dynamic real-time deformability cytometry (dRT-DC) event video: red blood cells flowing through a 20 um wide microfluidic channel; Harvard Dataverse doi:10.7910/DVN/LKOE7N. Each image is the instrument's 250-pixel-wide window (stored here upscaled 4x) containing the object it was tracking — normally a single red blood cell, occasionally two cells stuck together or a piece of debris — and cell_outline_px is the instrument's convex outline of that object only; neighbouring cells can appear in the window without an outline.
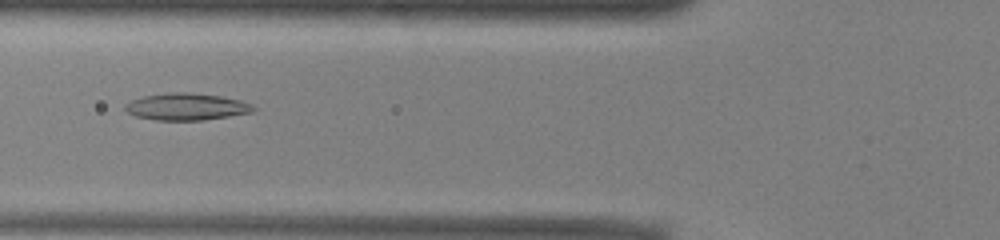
{"species": "common noctule bat (a hibernating species)", "species_latin": "Nyctalus noctula", "temperature_condition": "warm", "stored_images_in_passage": 51, "camera_frame_rate_fps": 3000, "um_per_image_px": 0.085, "animal": {"sex": "male", "body_mass_g": 13.0, "forearm_length_mm": 53.1}, "frame": {"image": 1, "passage_image": 19, "time_ms": 6.0, "image_size_px": [1000, 240], "cell_outline_px": [[256, 108], [252, 112], [204, 120], [156, 120], [136, 116], [128, 112], [124, 108], [124, 104], [132, 100], [144, 96], [168, 92], [188, 92], [220, 96], [240, 100], [252, 104]], "centroid_in_image_um": [15.84, 9.06], "position_along_channel_um": 110.0, "area_um2": 20.06}}
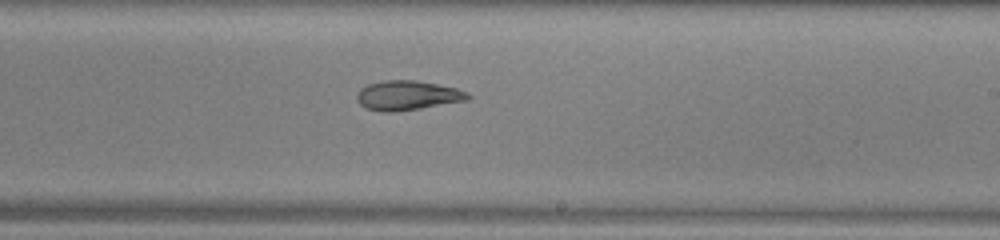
{"frame": {"image": 2, "passage_image": 30, "time_ms": 9.667, "image_size_px": [1000, 240], "cell_outline_px": [[472, 96], [468, 100], [396, 112], [380, 112], [364, 108], [356, 100], [356, 96], [360, 88], [368, 84], [384, 80], [416, 80], [456, 88], [468, 92]], "centroid_in_image_um": [34.61, 8.12], "position_along_channel_um": 254.4, "area_um2": 19.25}}
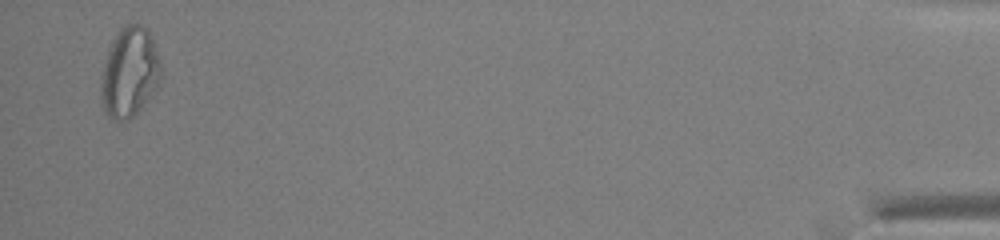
{"frame": {"image": 3, "passage_image": 50, "time_ms": 16.333, "image_size_px": [1000, 240], "cell_outline_px": [[160, 80], [156, 88], [140, 108], [128, 120], [112, 120], [108, 116], [100, 100], [100, 84], [104, 64], [108, 48], [112, 40], [120, 28], [124, 24], [144, 24], [148, 28], [160, 60]], "centroid_in_image_um": [10.99, 6.12], "position_along_channel_um": 424.2, "area_um2": 31.39}, "authors_computed_cell_mechanics": {"area_um2": 22.4842, "velocity_mm_per_s": 3.9418, "shape_relaxation_time_tau1_ms": null, "shape_relaxation_time_tau2_ms": 5.5247, "deformation_change_tau1": null, "deformation_change_tau2": 0.1457}}